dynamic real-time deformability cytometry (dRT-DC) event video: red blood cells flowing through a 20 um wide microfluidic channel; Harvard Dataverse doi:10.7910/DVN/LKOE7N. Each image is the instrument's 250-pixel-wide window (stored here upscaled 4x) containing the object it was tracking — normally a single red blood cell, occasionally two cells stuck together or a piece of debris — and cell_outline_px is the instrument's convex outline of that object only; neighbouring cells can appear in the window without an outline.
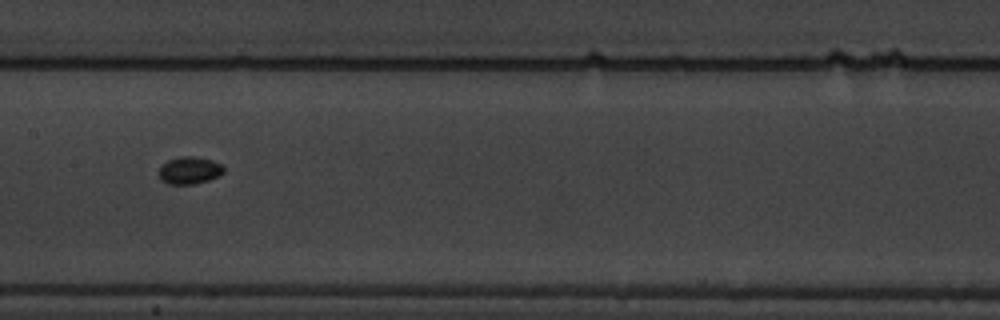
{"species": "common noctule bat (a hibernating species)", "species_latin": "Nyctalus noctula", "temperature_condition": "warm", "stored_images_in_passage": 42, "camera_frame_rate_fps": 3000, "um_per_image_px": 0.085, "animal": {"sex": "male", "body_mass_g": 19.5, "forearm_length_mm": 54.6}, "frame": {"image": 1, "passage_image": 14, "time_ms": 4.333, "image_size_px": [1000, 320], "cell_outline_px": [[224, 172], [220, 176], [208, 180], [192, 184], [168, 184], [160, 180], [160, 168], [168, 160], [180, 156], [192, 156], [212, 160], [224, 164]], "centroid_in_image_um": [16.15, 14.48], "position_along_channel_um": 191.2, "area_um2": 10.35}}
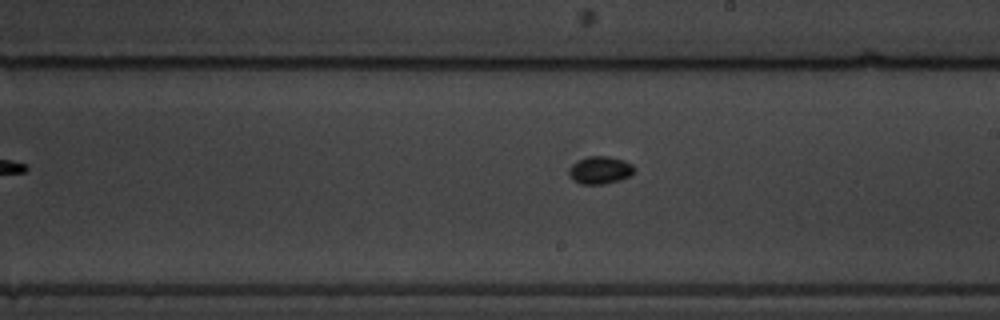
{"frame": {"image": 2, "passage_image": 18, "time_ms": 5.667, "image_size_px": [1000, 320], "cell_outline_px": [[636, 168], [628, 176], [620, 180], [604, 184], [580, 184], [568, 172], [568, 168], [572, 164], [588, 156], [608, 156], [624, 160], [632, 164]], "centroid_in_image_um": [51.02, 14.45], "position_along_channel_um": 238.0, "area_um2": 10.35}}